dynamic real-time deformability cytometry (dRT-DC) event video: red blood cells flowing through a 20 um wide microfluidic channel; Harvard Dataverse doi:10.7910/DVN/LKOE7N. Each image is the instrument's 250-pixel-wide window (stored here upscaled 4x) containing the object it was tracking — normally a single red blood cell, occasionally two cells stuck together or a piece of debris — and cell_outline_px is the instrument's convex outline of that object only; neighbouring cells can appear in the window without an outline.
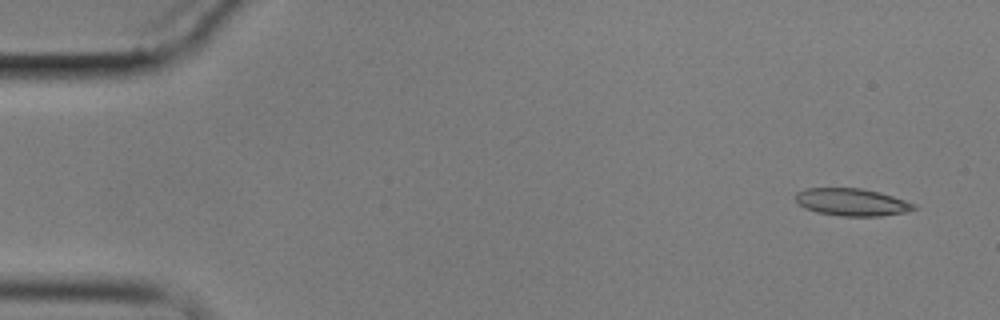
{"species": "common noctule bat (a hibernating species)", "species_latin": "Nyctalus noctula", "temperature_condition": "cold", "stored_images_in_passage": 7, "camera_frame_rate_fps": 3000, "um_per_image_px": 0.085, "animal": {"sex": "male", "body_mass_g": 17.9}, "frame": {"image": 1, "passage_image": 1, "time_ms": 0.0, "image_size_px": [1000, 320], "cell_outline_px": [[916, 208], [908, 212], [880, 216], [840, 216], [816, 212], [804, 208], [796, 200], [796, 192], [804, 188], [860, 188], [880, 192], [916, 204]], "centroid_in_image_um": [72.4, 17.18], "position_along_channel_um": 12.6, "area_um2": 18.96}}
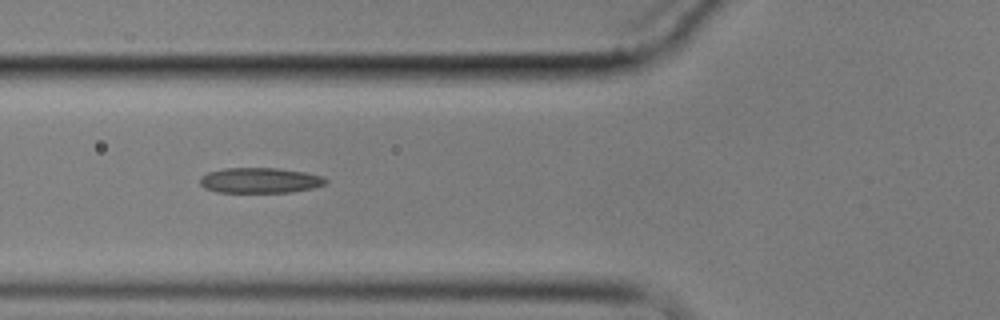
{"frame": {"image": 2, "passage_image": 6, "time_ms": 6.0, "image_size_px": [1000, 320], "cell_outline_px": [[328, 180], [324, 184], [312, 188], [292, 192], [216, 192], [204, 188], [200, 184], [200, 176], [208, 172], [224, 168], [276, 168], [304, 172], [324, 176]], "centroid_in_image_um": [22.08, 15.33], "position_along_channel_um": 103.7, "area_um2": 18.61}}
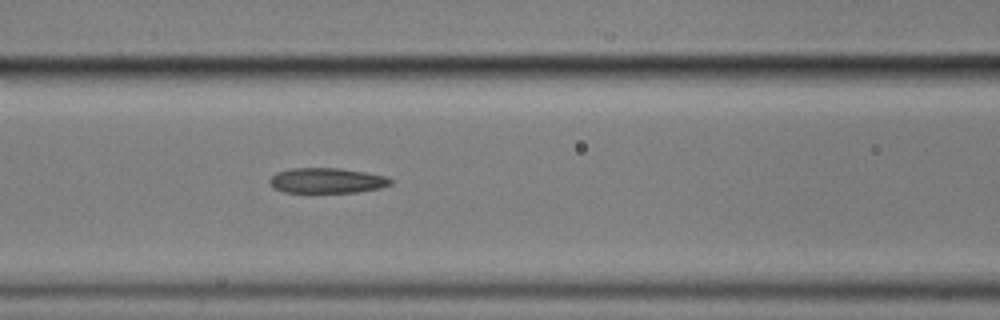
{"frame": {"image": 3, "passage_image": 7, "time_ms": 7.0, "image_size_px": [1000, 320], "cell_outline_px": [[392, 184], [380, 188], [356, 192], [284, 192], [276, 188], [268, 180], [276, 172], [292, 168], [340, 168], [388, 176], [392, 180]], "centroid_in_image_um": [27.82, 15.34], "position_along_channel_um": 138.8, "area_um2": 17.69}}